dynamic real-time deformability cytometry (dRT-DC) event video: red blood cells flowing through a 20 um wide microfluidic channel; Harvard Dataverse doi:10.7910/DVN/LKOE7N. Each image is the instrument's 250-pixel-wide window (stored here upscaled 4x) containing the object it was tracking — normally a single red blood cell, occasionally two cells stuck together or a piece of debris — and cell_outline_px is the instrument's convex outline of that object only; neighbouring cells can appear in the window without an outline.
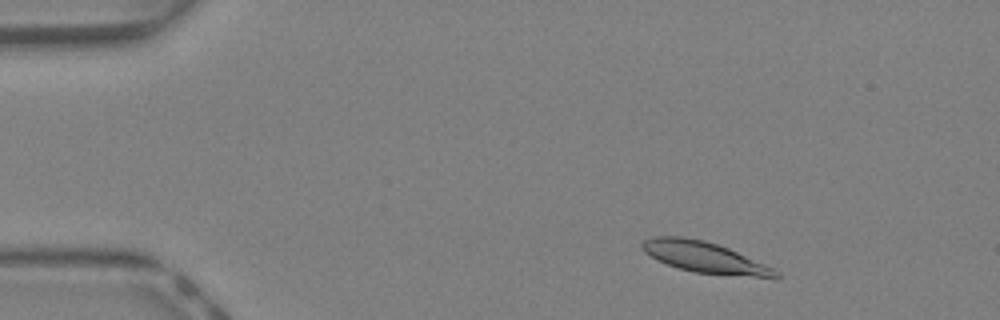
{"species": "Egyptian fruit bat (a non-hibernating species)", "species_latin": "Rousettus aegyptiacus", "temperature_condition": "warm", "stored_images_in_passage": 5, "camera_frame_rate_fps": 3000, "um_per_image_px": 0.085, "animal": {"sex": "female"}, "frame": {"image": 1, "passage_image": 4, "time_ms": 1.0, "image_size_px": [1000, 320], "cell_outline_px": [[780, 276], [776, 280], [692, 272], [656, 260], [644, 252], [640, 248], [640, 244], [644, 240], [652, 236], [680, 236], [704, 240], [728, 248], [764, 264], [780, 272]], "centroid_in_image_um": [59.93, 21.9], "position_along_channel_um": 25.1, "area_um2": 24.51}}